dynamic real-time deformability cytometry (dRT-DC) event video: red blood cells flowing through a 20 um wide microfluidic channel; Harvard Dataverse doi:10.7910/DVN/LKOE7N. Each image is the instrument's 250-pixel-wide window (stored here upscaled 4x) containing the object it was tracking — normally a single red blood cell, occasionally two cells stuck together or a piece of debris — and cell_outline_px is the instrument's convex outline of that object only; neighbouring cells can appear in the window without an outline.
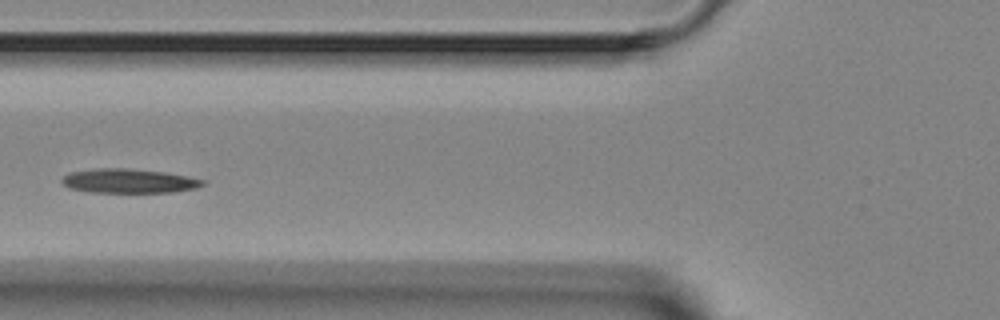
{"species": "Egyptian fruit bat (a non-hibernating species)", "species_latin": "Rousettus aegyptiacus", "temperature_condition": "room temperature", "stored_images_in_passage": 5, "camera_frame_rate_fps": 3000, "um_per_image_px": 0.085, "animal": {"sex": "female"}, "frame": {"image": 1, "passage_image": 5, "time_ms": 4.667, "image_size_px": [1000, 320], "cell_outline_px": [[208, 184], [196, 188], [172, 192], [88, 192], [68, 188], [60, 180], [68, 172], [96, 168], [128, 168], [164, 172], [188, 176], [204, 180]], "centroid_in_image_um": [10.95, 15.38], "position_along_channel_um": 114.9, "area_um2": 20.06}}